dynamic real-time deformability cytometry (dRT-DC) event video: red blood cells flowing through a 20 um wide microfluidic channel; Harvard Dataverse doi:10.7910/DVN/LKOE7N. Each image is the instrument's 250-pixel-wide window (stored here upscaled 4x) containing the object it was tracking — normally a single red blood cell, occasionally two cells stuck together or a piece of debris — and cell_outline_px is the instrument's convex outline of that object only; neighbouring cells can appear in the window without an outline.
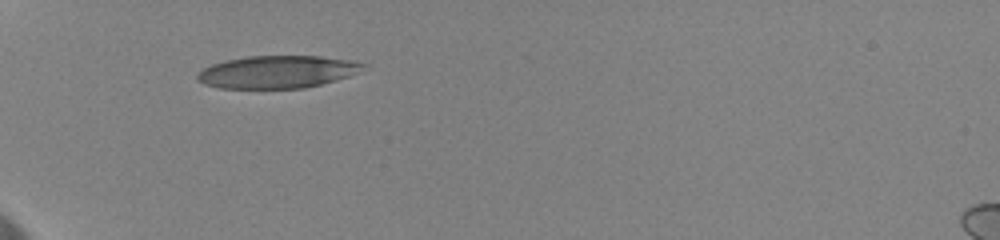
{"species": "human", "species_latin": "Homo sapiens", "temperature_condition": "cold", "stored_images_in_passage": 4, "camera_frame_rate_fps": 3000, "um_per_image_px": 0.085, "donor": {"sex": "female"}, "frame": {"image": 1, "passage_image": 2, "time_ms": 0.667, "image_size_px": [1000, 240], "cell_outline_px": [[368, 64], [356, 72], [348, 76], [320, 84], [304, 88], [220, 88], [204, 84], [196, 80], [196, 76], [204, 68], [212, 64], [224, 60], [248, 56], [320, 56], [348, 60]], "centroid_in_image_um": [23.52, 6.11], "position_along_channel_um": 61.5, "area_um2": 31.15}}
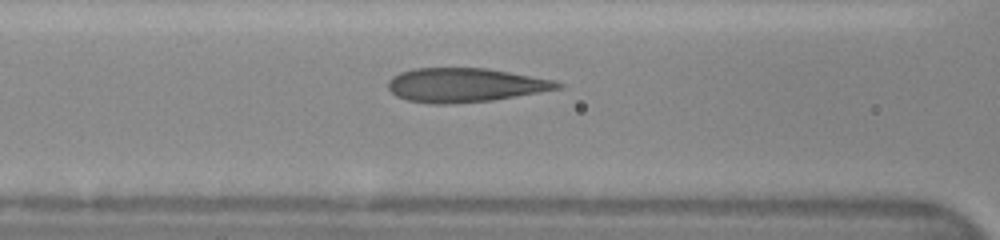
{"frame": {"image": 2, "passage_image": 4, "time_ms": 3.0, "image_size_px": [1000, 240], "cell_outline_px": [[564, 84], [560, 88], [540, 92], [492, 100], [448, 104], [432, 104], [408, 100], [396, 96], [388, 88], [388, 80], [392, 76], [400, 72], [412, 68], [488, 68], [552, 80]], "centroid_in_image_um": [39.48, 7.23], "position_along_channel_um": 127.1, "area_um2": 33.47}}